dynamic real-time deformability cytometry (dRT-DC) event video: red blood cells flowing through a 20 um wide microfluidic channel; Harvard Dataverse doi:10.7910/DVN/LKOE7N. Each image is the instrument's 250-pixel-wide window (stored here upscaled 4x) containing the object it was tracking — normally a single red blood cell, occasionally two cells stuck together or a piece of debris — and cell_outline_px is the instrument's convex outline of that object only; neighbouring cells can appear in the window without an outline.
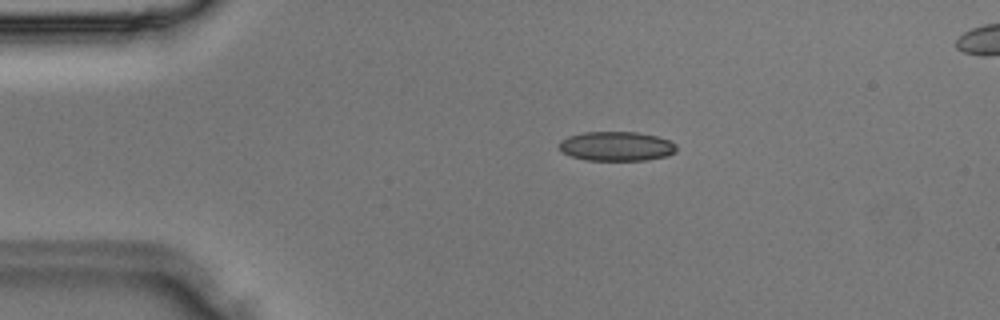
{"species": "Egyptian fruit bat (a non-hibernating species)", "species_latin": "Rousettus aegyptiacus", "temperature_condition": "room temperature", "stored_images_in_passage": 33, "camera_frame_rate_fps": 3000, "um_per_image_px": 0.085, "animal": {"sex": "male"}, "frame": {"image": 1, "passage_image": 4, "time_ms": 1.0, "image_size_px": [1000, 320], "cell_outline_px": [[676, 152], [668, 156], [648, 160], [584, 160], [572, 156], [564, 152], [560, 148], [560, 140], [568, 136], [584, 132], [636, 132], [656, 136], [668, 140], [676, 144]], "centroid_in_image_um": [52.42, 12.43], "position_along_channel_um": 32.6, "area_um2": 20.06}}
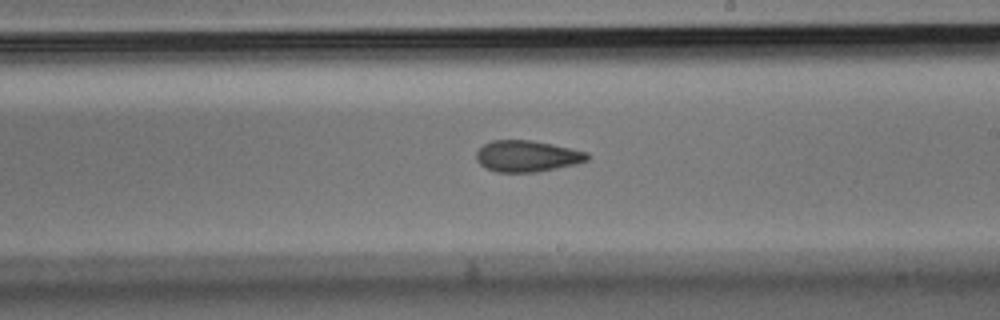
{"frame": {"image": 2, "passage_image": 18, "time_ms": 5.667, "image_size_px": [1000, 320], "cell_outline_px": [[588, 160], [576, 164], [536, 172], [496, 172], [480, 164], [476, 160], [476, 152], [484, 144], [492, 140], [532, 140], [552, 144], [588, 152]], "centroid_in_image_um": [44.79, 13.27], "position_along_channel_um": 244.2, "area_um2": 20.17}}
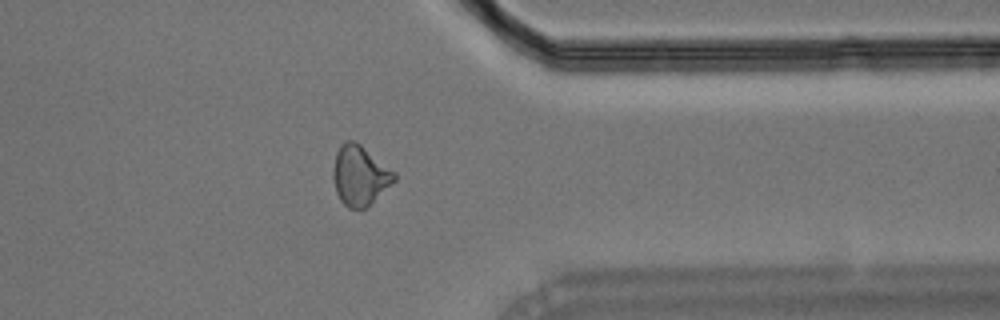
{"frame": {"image": 3, "passage_image": 26, "time_ms": 8.333, "image_size_px": [1000, 320], "cell_outline_px": [[396, 180], [368, 208], [348, 208], [340, 200], [336, 192], [332, 176], [332, 172], [336, 152], [340, 144], [344, 140], [352, 140], [360, 144], [396, 172]], "centroid_in_image_um": [30.59, 14.92], "position_along_channel_um": 380.8, "area_um2": 21.62}}